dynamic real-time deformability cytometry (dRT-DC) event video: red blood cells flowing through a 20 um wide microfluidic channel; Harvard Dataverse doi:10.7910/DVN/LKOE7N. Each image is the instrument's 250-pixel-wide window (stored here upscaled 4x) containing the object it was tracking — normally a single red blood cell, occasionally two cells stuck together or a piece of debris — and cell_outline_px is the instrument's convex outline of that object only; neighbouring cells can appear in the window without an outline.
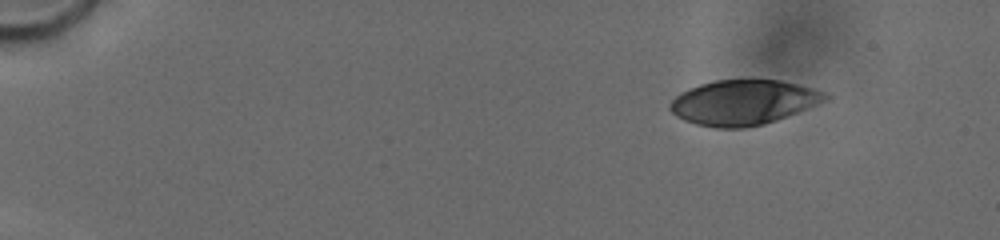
{"species": "human", "species_latin": "Homo sapiens", "temperature_condition": "cold", "stored_images_in_passage": 64, "camera_frame_rate_fps": 3000, "um_per_image_px": 0.085, "donor": {"sex": "male"}, "frame": {"image": 1, "passage_image": 10, "time_ms": 2.333, "image_size_px": [1000, 240], "cell_outline_px": [[828, 100], [776, 120], [764, 124], [744, 128], [716, 128], [696, 124], [684, 120], [676, 116], [668, 108], [668, 104], [680, 92], [688, 88], [700, 84], [716, 80], [780, 80], [796, 84], [824, 92], [828, 96]], "centroid_in_image_um": [63.13, 8.71], "position_along_channel_um": 21.9, "area_um2": 40.46}}
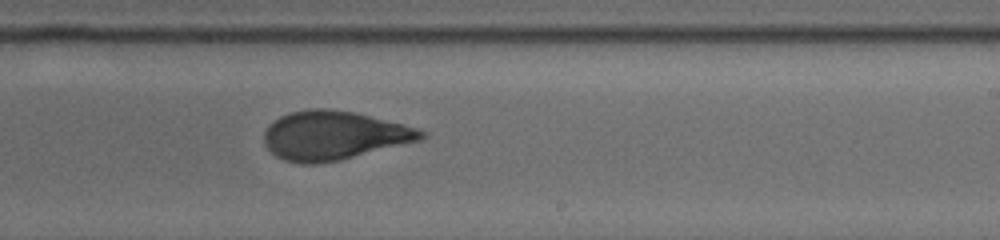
{"frame": {"image": 2, "passage_image": 48, "time_ms": 12.0, "image_size_px": [1000, 240], "cell_outline_px": [[428, 136], [420, 140], [340, 160], [316, 164], [304, 164], [284, 160], [276, 156], [264, 144], [264, 132], [268, 124], [280, 116], [292, 112], [308, 108], [328, 108], [356, 112], [420, 128], [428, 132]], "centroid_in_image_um": [28.39, 11.5], "position_along_channel_um": 260.6, "area_um2": 44.97}}
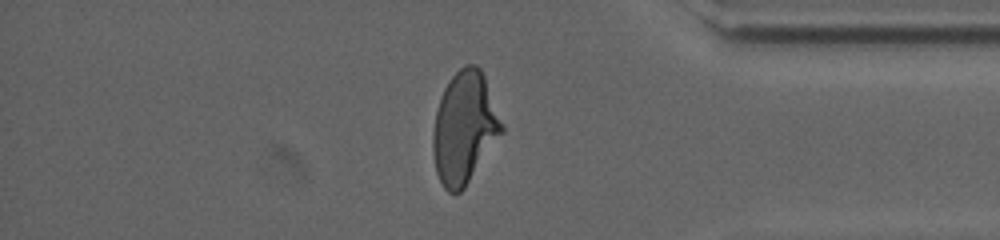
{"frame": {"image": 3, "passage_image": 64, "time_ms": 16.0, "image_size_px": [1000, 240], "cell_outline_px": [[504, 132], [464, 188], [460, 192], [448, 192], [444, 188], [436, 172], [432, 148], [432, 136], [436, 112], [444, 88], [448, 80], [464, 64], [476, 64], [480, 68], [484, 76], [504, 128]], "centroid_in_image_um": [39.47, 10.86], "position_along_channel_um": 395.7, "area_um2": 44.51}, "authors_computed_cell_mechanics": {"area_um2": 43.7546, "velocity_mm_per_s": 3.7804, "shape_relaxation_time_tau1_ms": 7.2121, "shape_relaxation_time_tau2_ms": 1.3102, "deformation_change_tau1": 0.2357, "deformation_change_tau2": 0.0888}}